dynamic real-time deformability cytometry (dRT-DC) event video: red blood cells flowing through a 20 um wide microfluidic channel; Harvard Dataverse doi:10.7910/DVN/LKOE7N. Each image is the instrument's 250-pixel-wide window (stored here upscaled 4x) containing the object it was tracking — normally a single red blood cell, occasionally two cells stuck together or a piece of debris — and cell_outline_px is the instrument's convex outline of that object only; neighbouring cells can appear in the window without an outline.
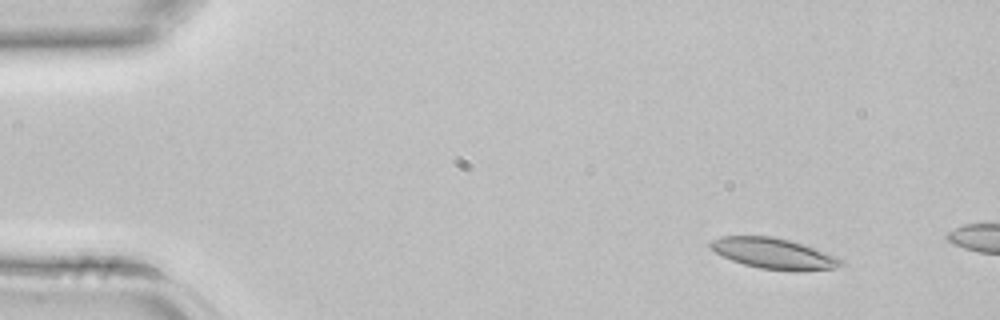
{"species": "common noctule bat (a hibernating species)", "species_latin": "Nyctalus noctula", "temperature_condition": "room temperature", "stored_images_in_passage": 2, "camera_frame_rate_fps": 3000, "um_per_image_px": 0.085, "animal": {"sex": "female", "body_mass_g": 22.7, "forearm_length_mm": 54.2}, "frame": {"image": 1, "passage_image": 1, "time_ms": 0.0, "image_size_px": [1000, 320], "cell_outline_px": [[844, 264], [836, 268], [796, 272], [760, 268], [744, 264], [732, 260], [716, 252], [708, 244], [712, 240], [720, 236], [772, 236], [788, 240], [836, 256], [844, 260]], "centroid_in_image_um": [65.79, 21.56], "position_along_channel_um": 19.2, "area_um2": 23.18}}